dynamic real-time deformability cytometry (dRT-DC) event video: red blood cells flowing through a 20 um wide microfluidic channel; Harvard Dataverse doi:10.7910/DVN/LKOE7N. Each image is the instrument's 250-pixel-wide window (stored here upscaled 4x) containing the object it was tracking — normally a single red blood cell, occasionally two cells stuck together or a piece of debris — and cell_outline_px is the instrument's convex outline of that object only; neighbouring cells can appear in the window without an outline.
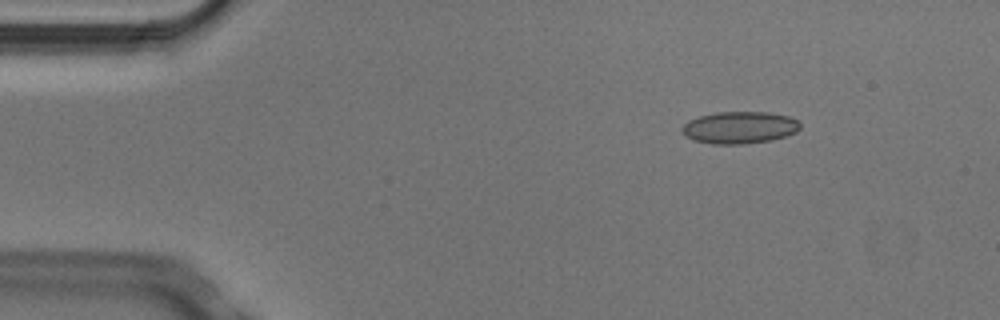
{"species": "Egyptian fruit bat (a non-hibernating species)", "species_latin": "Rousettus aegyptiacus", "temperature_condition": "cold", "stored_images_in_passage": 5, "segment_of_instrument_passage": [1, 2], "camera_frame_rate_fps": 3000, "um_per_image_px": 0.085, "animal": {"sex": "male"}, "frame": {"image": 1, "passage_image": 2, "time_ms": 0.333, "image_size_px": [1000, 320], "cell_outline_px": [[800, 128], [796, 132], [788, 136], [772, 140], [744, 144], [712, 144], [692, 140], [684, 136], [680, 132], [680, 128], [688, 120], [700, 116], [716, 112], [768, 112], [788, 116], [800, 120]], "centroid_in_image_um": [62.85, 10.85], "position_along_channel_um": 22.2, "area_um2": 22.48}}